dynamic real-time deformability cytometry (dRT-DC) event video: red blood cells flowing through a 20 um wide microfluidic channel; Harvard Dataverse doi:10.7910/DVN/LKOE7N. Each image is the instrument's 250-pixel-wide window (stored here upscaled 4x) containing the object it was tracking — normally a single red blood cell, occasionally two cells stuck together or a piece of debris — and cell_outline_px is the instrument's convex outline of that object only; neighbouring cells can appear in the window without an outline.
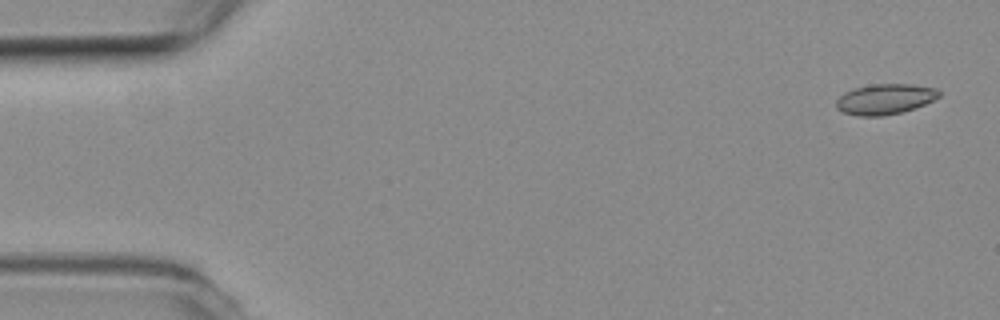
{"species": "common noctule bat (a hibernating species)", "species_latin": "Nyctalus noctula", "temperature_condition": "room temperature", "stored_images_in_passage": 4, "camera_frame_rate_fps": 3000, "um_per_image_px": 0.085, "animal": {"sex": "female", "body_mass_g": 19.3, "forearm_length_mm": 54.1}, "frame": {"image": 1, "passage_image": 1, "time_ms": 0.0, "image_size_px": [1000, 320], "cell_outline_px": [[940, 96], [924, 104], [900, 112], [884, 116], [856, 116], [844, 112], [836, 108], [836, 100], [844, 92], [852, 88], [872, 84], [912, 84], [936, 88], [940, 92]], "centroid_in_image_um": [75.19, 8.41], "position_along_channel_um": 9.8, "area_um2": 18.21}}
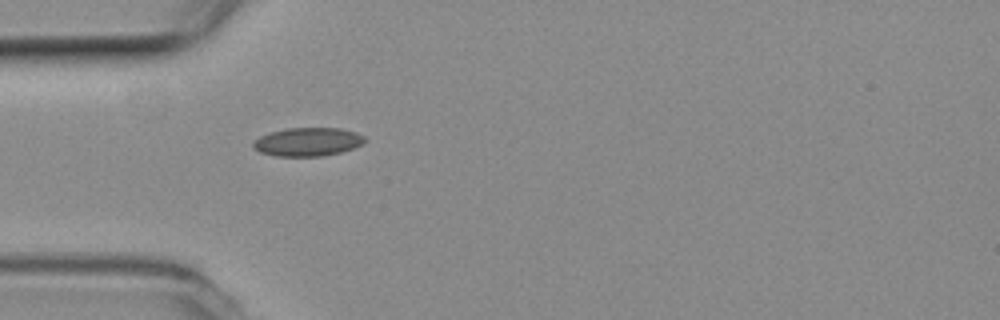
{"frame": {"image": 2, "passage_image": 4, "time_ms": 1.0, "image_size_px": [1000, 320], "cell_outline_px": [[368, 140], [364, 144], [340, 152], [324, 156], [276, 156], [260, 152], [252, 148], [252, 140], [268, 132], [284, 128], [340, 128], [356, 132], [364, 136]], "centroid_in_image_um": [26.14, 12.05], "position_along_channel_um": 58.9, "area_um2": 18.84}}